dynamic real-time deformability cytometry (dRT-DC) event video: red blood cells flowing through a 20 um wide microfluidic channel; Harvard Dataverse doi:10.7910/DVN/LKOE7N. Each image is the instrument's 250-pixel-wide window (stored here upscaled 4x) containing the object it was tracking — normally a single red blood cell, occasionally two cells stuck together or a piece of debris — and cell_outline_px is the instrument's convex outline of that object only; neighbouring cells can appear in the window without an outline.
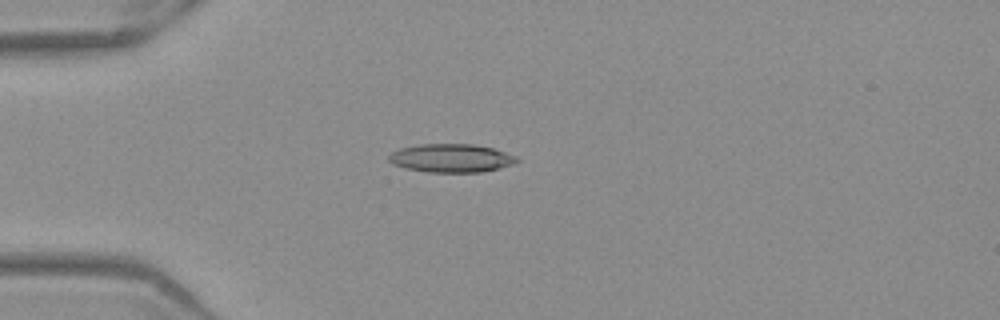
{"species": "Egyptian fruit bat (a non-hibernating species)", "species_latin": "Rousettus aegyptiacus", "temperature_condition": "warm", "stored_images_in_passage": 47, "camera_frame_rate_fps": 3000, "um_per_image_px": 0.085, "frame": {"image": 1, "passage_image": 9, "time_ms": 2.667, "image_size_px": [1000, 320], "cell_outline_px": [[520, 160], [516, 164], [500, 168], [480, 172], [428, 172], [404, 168], [392, 164], [388, 160], [388, 156], [392, 152], [400, 148], [420, 144], [472, 144], [492, 148], [516, 156]], "centroid_in_image_um": [38.35, 13.44], "position_along_channel_um": 46.6, "area_um2": 21.27}}
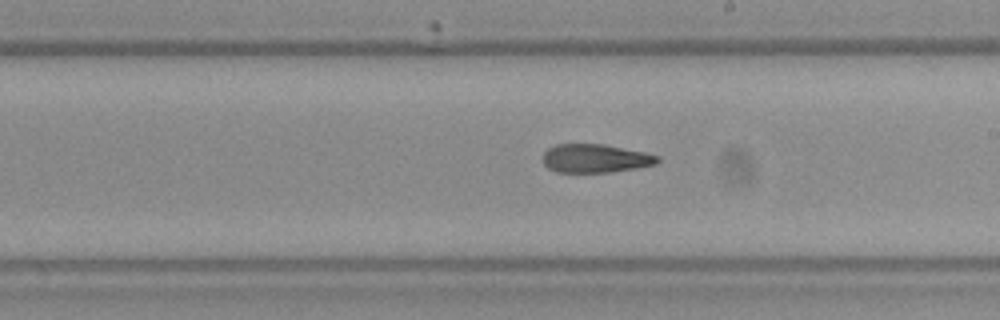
{"frame": {"image": 2, "passage_image": 25, "time_ms": 8.0, "image_size_px": [1000, 320], "cell_outline_px": [[660, 160], [656, 164], [636, 168], [612, 172], [556, 172], [548, 168], [544, 164], [544, 152], [548, 148], [556, 144], [604, 144], [644, 152], [660, 156]], "centroid_in_image_um": [50.62, 13.46], "position_along_channel_um": 238.4, "area_um2": 19.07}}
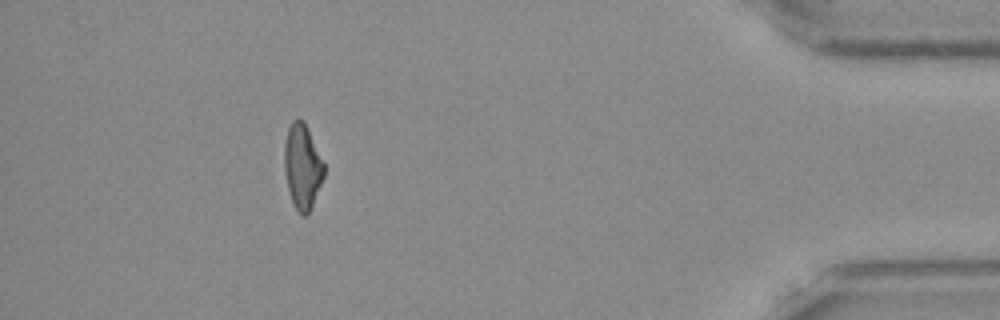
{"frame": {"image": 3, "passage_image": 42, "time_ms": 13.667, "image_size_px": [1000, 320], "cell_outline_px": [[324, 176], [312, 208], [304, 216], [296, 208], [292, 200], [288, 188], [284, 168], [284, 144], [288, 128], [292, 120], [304, 120], [324, 164]], "centroid_in_image_um": [25.7, 14.14], "position_along_channel_um": 409.5, "area_um2": 19.36}, "authors_computed_cell_mechanics": {"area_um2": 20.23, "velocity_mm_per_s": 3.9456, "shape_relaxation_time_tau1_ms": null, "shape_relaxation_time_tau2_ms": 4.0921, "deformation_change_tau1": null, "deformation_change_tau2": 0.1383}}